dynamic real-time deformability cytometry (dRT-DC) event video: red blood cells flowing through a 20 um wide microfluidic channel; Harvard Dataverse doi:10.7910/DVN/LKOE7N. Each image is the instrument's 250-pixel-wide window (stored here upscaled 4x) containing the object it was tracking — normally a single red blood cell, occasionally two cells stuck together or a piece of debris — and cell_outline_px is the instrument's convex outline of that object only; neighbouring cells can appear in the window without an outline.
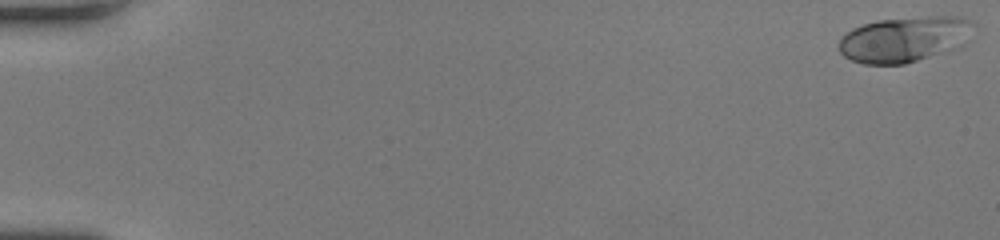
{"species": "human", "species_latin": "Homo sapiens", "temperature_condition": "room temperature", "stored_images_in_passage": 51, "camera_frame_rate_fps": 3000, "um_per_image_px": 0.085, "donor": {"sex": "female"}, "frame": {"image": 1, "passage_image": 1, "time_ms": 0.0, "image_size_px": [1000, 240], "cell_outline_px": [[976, 24], [964, 44], [960, 48], [904, 64], [864, 64], [852, 60], [844, 56], [840, 52], [840, 36], [852, 28], [876, 20], [928, 16], [960, 16]], "centroid_in_image_um": [76.9, 3.33], "position_along_channel_um": 8.1, "area_um2": 36.01}}
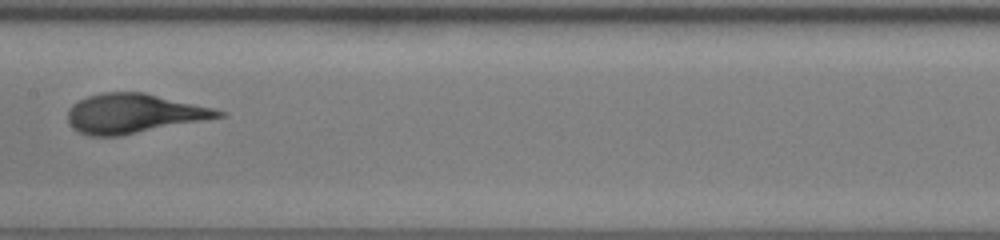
{"frame": {"image": 2, "passage_image": 28, "time_ms": 9.0, "image_size_px": [1000, 240], "cell_outline_px": [[228, 112], [224, 116], [204, 120], [120, 136], [88, 136], [72, 128], [68, 120], [68, 108], [72, 104], [88, 96], [100, 92], [144, 92], [212, 108]], "centroid_in_image_um": [11.33, 9.65], "position_along_channel_um": 196.1, "area_um2": 34.45}}
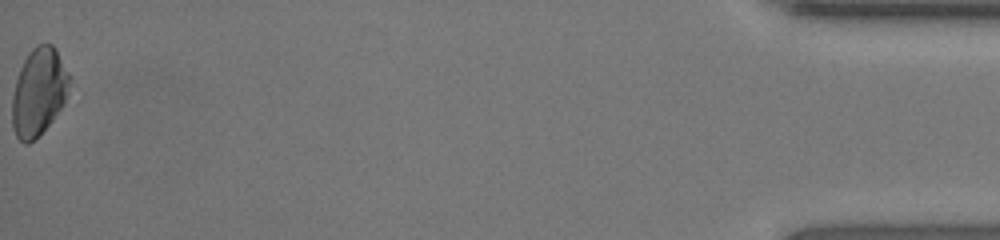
{"frame": {"image": 3, "passage_image": 51, "time_ms": 16.667, "image_size_px": [1000, 240], "cell_outline_px": [[68, 88], [64, 104], [52, 120], [28, 144], [24, 144], [16, 136], [12, 128], [12, 96], [16, 80], [20, 68], [28, 52], [36, 44], [52, 44], [68, 72]], "centroid_in_image_um": [3.26, 7.81], "position_along_channel_um": 431.9, "area_um2": 28.73}}